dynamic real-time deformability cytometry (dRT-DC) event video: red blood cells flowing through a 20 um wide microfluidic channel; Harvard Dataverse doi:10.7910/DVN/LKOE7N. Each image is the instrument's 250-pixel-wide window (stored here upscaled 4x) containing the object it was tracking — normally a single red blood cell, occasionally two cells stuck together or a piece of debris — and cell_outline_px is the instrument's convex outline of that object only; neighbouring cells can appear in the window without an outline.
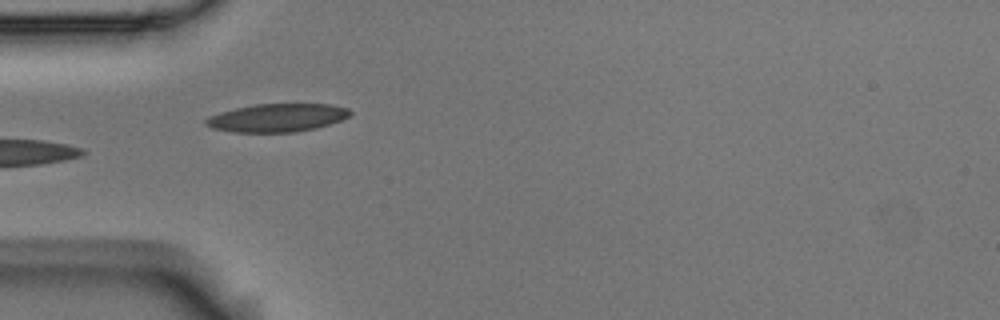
{"species": "Egyptian fruit bat (a non-hibernating species)", "species_latin": "Rousettus aegyptiacus", "temperature_condition": "room temperature", "stored_images_in_passage": 5, "camera_frame_rate_fps": 3000, "um_per_image_px": 0.085, "animal": {"sex": "male"}, "frame": {"image": 1, "passage_image": 5, "time_ms": 1.333, "image_size_px": [1000, 320], "cell_outline_px": [[352, 112], [348, 116], [340, 120], [316, 128], [296, 132], [232, 132], [212, 128], [204, 124], [204, 120], [208, 116], [220, 112], [236, 108], [256, 104], [328, 104], [348, 108]], "centroid_in_image_um": [23.52, 10.01], "position_along_channel_um": 61.5, "area_um2": 23.58}}